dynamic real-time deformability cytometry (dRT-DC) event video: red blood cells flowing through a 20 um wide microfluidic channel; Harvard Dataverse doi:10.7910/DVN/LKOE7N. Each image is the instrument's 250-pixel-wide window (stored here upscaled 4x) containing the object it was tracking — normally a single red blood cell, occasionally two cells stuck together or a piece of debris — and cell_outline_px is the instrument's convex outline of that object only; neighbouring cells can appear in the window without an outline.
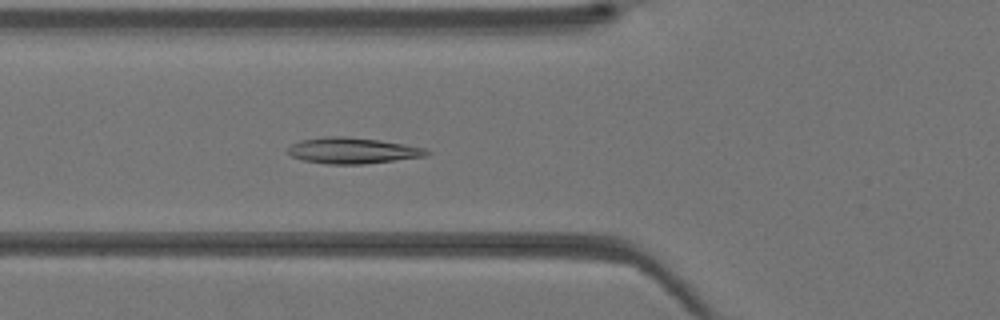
{"species": "Egyptian fruit bat (a non-hibernating species)", "species_latin": "Rousettus aegyptiacus", "temperature_condition": "warm", "stored_images_in_passage": 42, "camera_frame_rate_fps": 3000, "um_per_image_px": 0.085, "animal": {"sex": "female"}, "frame": {"image": 1, "passage_image": 16, "time_ms": 5.0, "image_size_px": [1000, 320], "cell_outline_px": [[432, 152], [428, 156], [364, 164], [328, 164], [304, 160], [292, 156], [284, 152], [292, 144], [300, 140], [324, 136], [344, 136], [380, 140], [428, 148]], "centroid_in_image_um": [30.0, 12.79], "position_along_channel_um": 95.8, "area_um2": 21.27}}
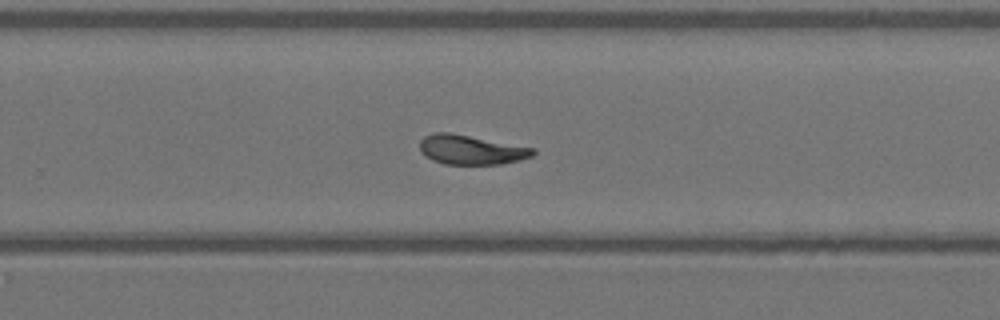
{"frame": {"image": 2, "passage_image": 28, "time_ms": 9.0, "image_size_px": [1000, 320], "cell_outline_px": [[536, 152], [532, 156], [520, 160], [500, 164], [444, 164], [432, 160], [424, 156], [420, 152], [420, 140], [424, 136], [432, 132], [448, 132], [536, 148]], "centroid_in_image_um": [40.02, 12.73], "position_along_channel_um": 289.8, "area_um2": 19.54}}
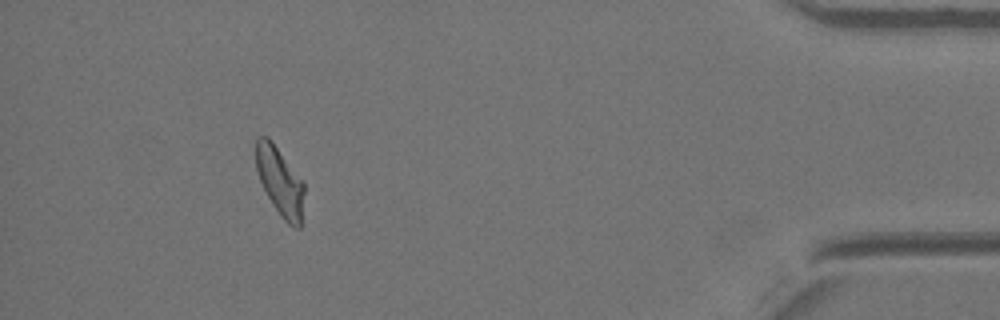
{"frame": {"image": 3, "passage_image": 39, "time_ms": 12.667, "image_size_px": [1000, 320], "cell_outline_px": [[304, 192], [300, 228], [296, 228], [288, 224], [280, 216], [272, 204], [260, 180], [256, 168], [256, 136], [268, 136], [304, 184]], "centroid_in_image_um": [23.78, 15.43], "position_along_channel_um": 411.4, "area_um2": 18.84}}